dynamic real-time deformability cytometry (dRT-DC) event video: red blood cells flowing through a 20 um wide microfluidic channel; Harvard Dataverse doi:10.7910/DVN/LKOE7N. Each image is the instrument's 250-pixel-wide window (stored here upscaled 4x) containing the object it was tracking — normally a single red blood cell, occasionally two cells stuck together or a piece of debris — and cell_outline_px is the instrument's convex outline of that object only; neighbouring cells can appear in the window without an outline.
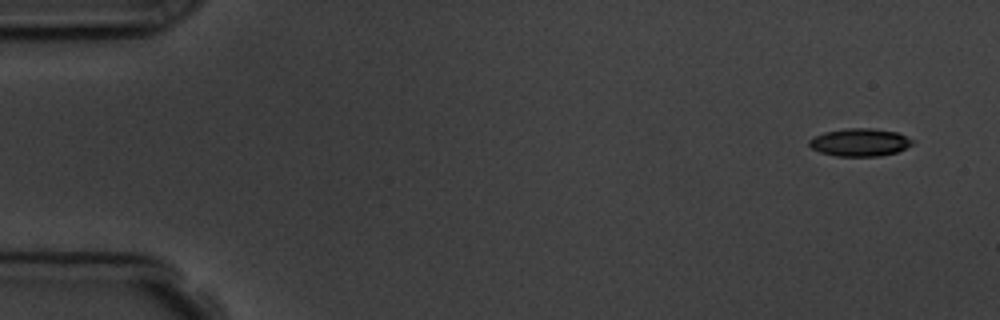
{"species": "common noctule bat (a hibernating species)", "species_latin": "Nyctalus noctula", "temperature_condition": "room temperature", "stored_images_in_passage": 4, "camera_frame_rate_fps": 3000, "um_per_image_px": 0.085, "animal": {"sex": "male", "body_mass_g": 19.5, "forearm_length_mm": 54.6}, "frame": {"image": 1, "passage_image": 1, "time_ms": 0.0, "image_size_px": [1000, 320], "cell_outline_px": [[916, 140], [912, 144], [896, 152], [880, 156], [836, 156], [820, 152], [812, 148], [808, 144], [808, 140], [824, 132], [848, 128], [872, 128], [896, 132]], "centroid_in_image_um": [73.09, 12.1], "position_along_channel_um": 11.9, "area_um2": 16.65}}
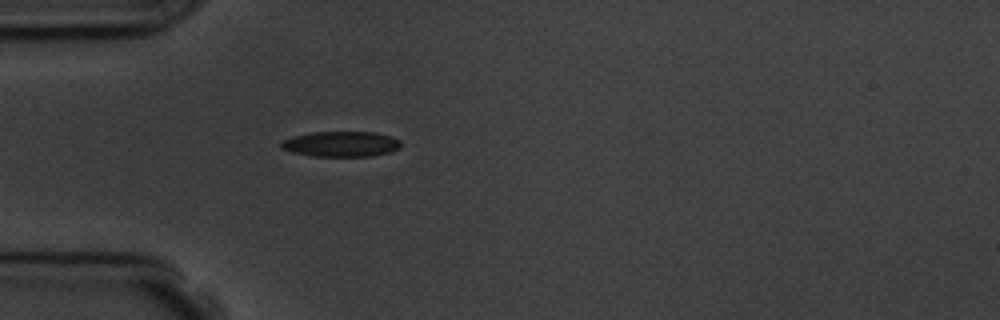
{"frame": {"image": 2, "passage_image": 4, "time_ms": 4.333, "image_size_px": [1000, 320], "cell_outline_px": [[400, 148], [388, 152], [372, 156], [312, 156], [292, 152], [280, 148], [280, 144], [284, 140], [296, 136], [312, 132], [372, 132], [392, 136], [400, 140]], "centroid_in_image_um": [29.0, 12.24], "position_along_channel_um": 56.0, "area_um2": 17.57}}